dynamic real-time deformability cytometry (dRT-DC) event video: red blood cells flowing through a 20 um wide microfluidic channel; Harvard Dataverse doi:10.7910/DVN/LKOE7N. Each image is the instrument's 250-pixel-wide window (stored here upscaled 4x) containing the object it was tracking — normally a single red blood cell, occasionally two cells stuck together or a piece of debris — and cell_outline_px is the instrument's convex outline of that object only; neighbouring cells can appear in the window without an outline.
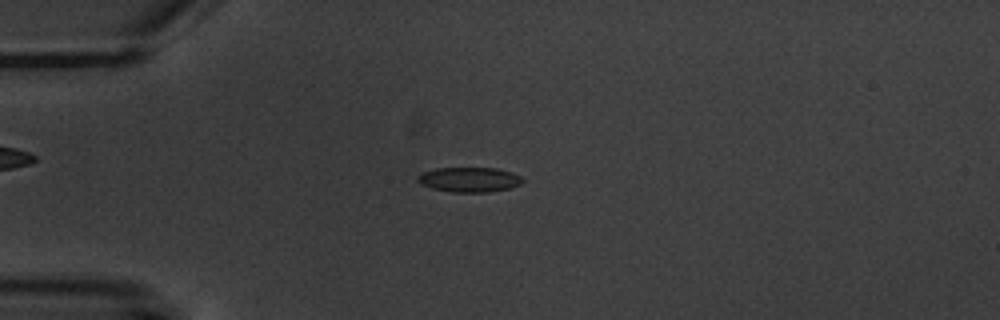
{"species": "common noctule bat (a hibernating species)", "species_latin": "Nyctalus noctula", "temperature_condition": "warm", "stored_images_in_passage": 9, "camera_frame_rate_fps": 3000, "um_per_image_px": 0.085, "animal": {"sex": "male", "body_mass_g": 20.1, "forearm_length_mm": 53.5}, "frame": {"image": 1, "passage_image": 4, "time_ms": 3.333, "image_size_px": [1000, 320], "cell_outline_px": [[524, 180], [520, 184], [508, 188], [488, 192], [452, 192], [432, 188], [420, 184], [416, 180], [416, 176], [424, 172], [436, 168], [496, 168], [512, 172], [520, 176]], "centroid_in_image_um": [39.87, 15.26], "position_along_channel_um": 45.1, "area_um2": 15.14}}